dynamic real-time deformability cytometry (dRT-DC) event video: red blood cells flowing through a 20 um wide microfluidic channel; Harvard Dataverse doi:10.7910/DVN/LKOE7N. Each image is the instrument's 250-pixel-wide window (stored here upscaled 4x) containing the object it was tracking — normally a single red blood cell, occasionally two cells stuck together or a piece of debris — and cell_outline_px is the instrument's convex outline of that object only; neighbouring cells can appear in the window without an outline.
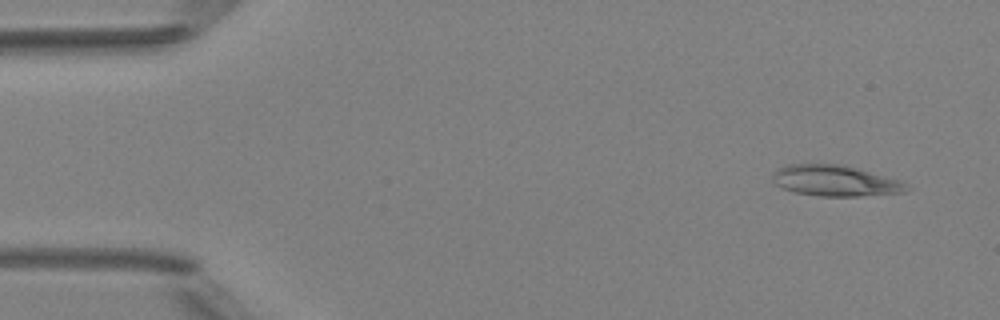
{"species": "Egyptian fruit bat (a non-hibernating species)", "species_latin": "Rousettus aegyptiacus", "temperature_condition": "room temperature", "stored_images_in_passage": 4, "camera_frame_rate_fps": 3000, "um_per_image_px": 0.085, "animal": {"sex": "female"}, "frame": {"image": 1, "passage_image": 1, "time_ms": 0.0, "image_size_px": [1000, 320], "cell_outline_px": [[912, 188], [904, 192], [860, 196], [820, 196], [796, 192], [784, 188], [776, 184], [772, 180], [772, 172], [788, 164], [840, 164], [856, 168], [900, 180]], "centroid_in_image_um": [71.0, 15.36], "position_along_channel_um": 14.0, "area_um2": 23.93}}